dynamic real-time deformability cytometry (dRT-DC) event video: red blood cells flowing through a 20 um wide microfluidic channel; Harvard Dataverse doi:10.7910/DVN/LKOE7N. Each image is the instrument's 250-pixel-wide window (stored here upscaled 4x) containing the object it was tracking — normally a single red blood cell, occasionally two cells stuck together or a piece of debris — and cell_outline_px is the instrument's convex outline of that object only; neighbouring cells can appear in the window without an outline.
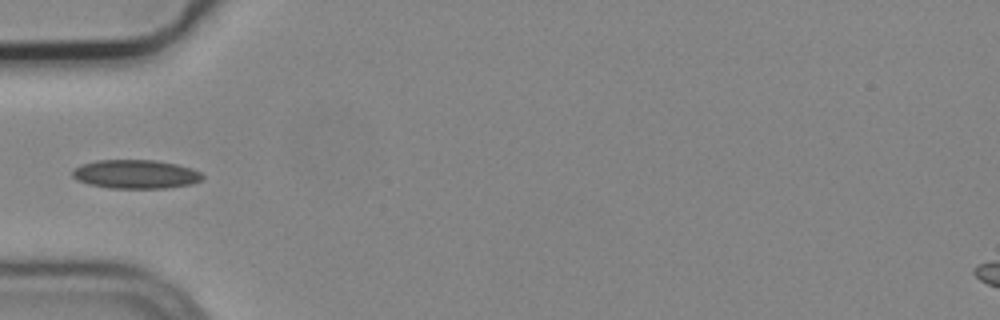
{"species": "common noctule bat (a hibernating species)", "species_latin": "Nyctalus noctula", "temperature_condition": "cold", "stored_images_in_passage": 6, "camera_frame_rate_fps": 3000, "um_per_image_px": 0.085, "animal": {"sex": "male", "body_mass_g": 19.2, "forearm_length_mm": 51.8}, "frame": {"image": 1, "passage_image": 5, "time_ms": 1.333, "image_size_px": [1000, 320], "cell_outline_px": [[204, 180], [192, 184], [164, 188], [108, 188], [88, 184], [76, 180], [72, 176], [72, 168], [80, 164], [96, 160], [156, 160], [176, 164], [192, 168], [200, 172], [204, 176]], "centroid_in_image_um": [11.51, 14.8], "position_along_channel_um": 73.5, "area_um2": 22.14}}
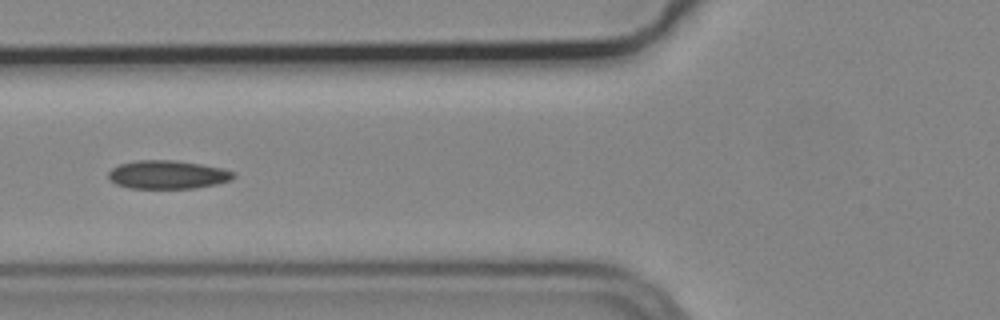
{"frame": {"image": 2, "passage_image": 6, "time_ms": 1.667, "image_size_px": [1000, 320], "cell_outline_px": [[236, 176], [232, 180], [216, 184], [192, 188], [128, 188], [116, 184], [108, 180], [108, 172], [112, 168], [120, 164], [136, 160], [172, 160], [200, 164], [224, 168], [236, 172]], "centroid_in_image_um": [14.25, 14.84], "position_along_channel_um": 111.5, "area_um2": 20.87}}